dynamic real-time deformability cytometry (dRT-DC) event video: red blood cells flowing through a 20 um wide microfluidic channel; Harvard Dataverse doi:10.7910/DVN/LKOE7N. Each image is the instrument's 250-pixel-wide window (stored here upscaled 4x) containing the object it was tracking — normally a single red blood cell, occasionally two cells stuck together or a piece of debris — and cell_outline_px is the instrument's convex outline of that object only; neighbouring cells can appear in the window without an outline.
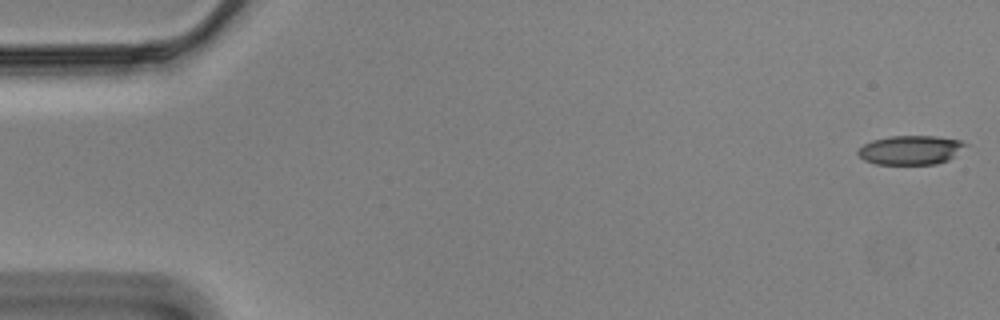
{"species": "Egyptian fruit bat (a non-hibernating species)", "species_latin": "Rousettus aegyptiacus", "temperature_condition": "cold", "stored_images_in_passage": 57, "camera_frame_rate_fps": 3000, "um_per_image_px": 0.085, "animal": {"sex": "male"}, "frame": {"image": 1, "passage_image": 1, "time_ms": 0.0, "image_size_px": [1000, 320], "cell_outline_px": [[968, 144], [948, 160], [936, 164], [876, 164], [864, 160], [856, 152], [864, 144], [872, 140], [892, 136], [936, 136], [960, 140]], "centroid_in_image_um": [77.39, 12.75], "position_along_channel_um": 7.6, "area_um2": 18.09}}
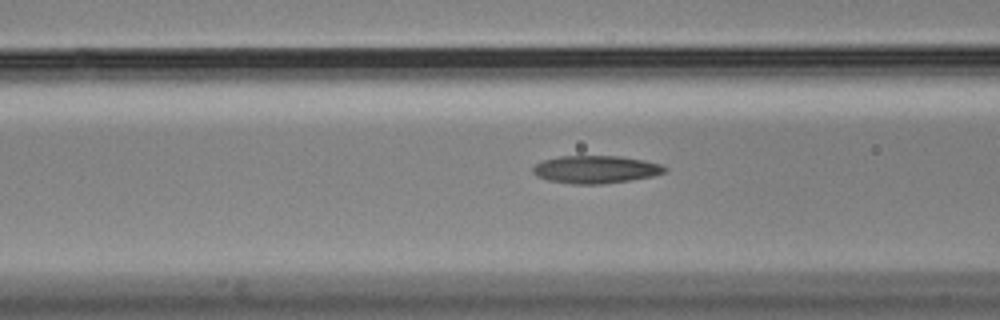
{"frame": {"image": 2, "passage_image": 22, "time_ms": 7.0, "image_size_px": [1000, 320], "cell_outline_px": [[668, 168], [664, 172], [652, 176], [628, 180], [600, 184], [572, 184], [548, 180], [536, 176], [532, 172], [532, 168], [536, 164], [544, 160], [560, 156], [620, 156], [644, 160], [660, 164]], "centroid_in_image_um": [50.61, 14.4], "position_along_channel_um": 116.0, "area_um2": 21.15}}
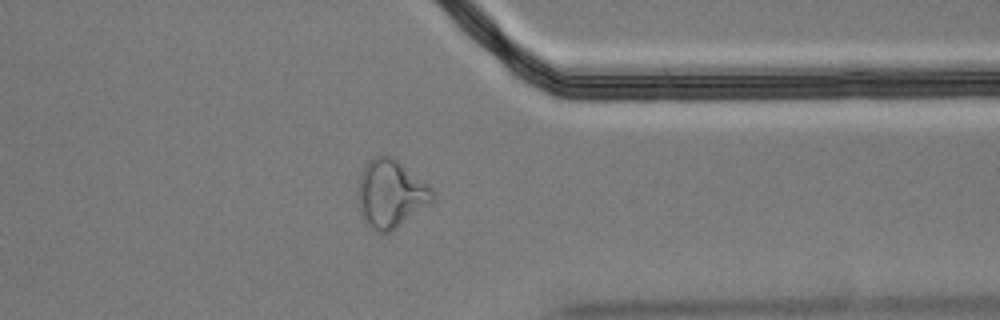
{"frame": {"image": 3, "passage_image": 45, "time_ms": 14.667, "image_size_px": [1000, 320], "cell_outline_px": [[436, 196], [432, 200], [396, 228], [388, 232], [376, 232], [364, 220], [360, 212], [356, 196], [360, 176], [368, 160], [376, 156], [392, 156], [432, 188], [436, 192]], "centroid_in_image_um": [33.18, 16.46], "position_along_channel_um": 378.2, "area_um2": 29.07}, "authors_computed_cell_mechanics": {"area_um2": 20.808, "velocity_mm_per_s": 3.4913, "shape_relaxation_time_tau1_ms": null, "shape_relaxation_time_tau2_ms": 2.4673, "deformation_change_tau1": null, "deformation_change_tau2": 0.1099}}